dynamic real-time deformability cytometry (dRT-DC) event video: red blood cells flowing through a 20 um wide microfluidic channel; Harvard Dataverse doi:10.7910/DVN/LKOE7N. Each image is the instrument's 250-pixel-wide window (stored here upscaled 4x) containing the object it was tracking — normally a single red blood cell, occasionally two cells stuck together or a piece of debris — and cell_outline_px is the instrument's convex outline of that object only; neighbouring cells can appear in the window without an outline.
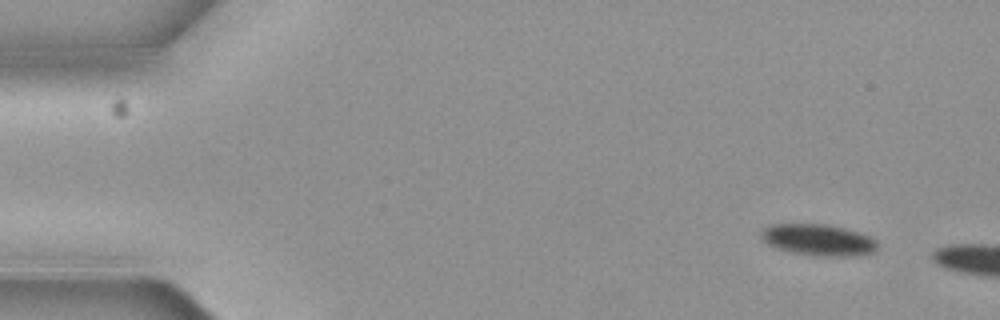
{"species": "common noctule bat (a hibernating species)", "species_latin": "Nyctalus noctula", "temperature_condition": "cold", "stored_images_in_passage": 3, "camera_frame_rate_fps": 3000, "um_per_image_px": 0.085, "animal": {"sex": "female", "body_mass_g": 19.3, "forearm_length_mm": 54.1}, "frame": {"image": 1, "passage_image": 1, "time_ms": 0.0, "image_size_px": [1000, 320], "cell_outline_px": [[876, 248], [872, 252], [856, 256], [816, 256], [792, 252], [776, 248], [768, 244], [760, 236], [760, 232], [768, 224], [828, 224], [860, 232], [876, 240]], "centroid_in_image_um": [69.53, 20.38], "position_along_channel_um": 15.5, "area_um2": 21.33}}